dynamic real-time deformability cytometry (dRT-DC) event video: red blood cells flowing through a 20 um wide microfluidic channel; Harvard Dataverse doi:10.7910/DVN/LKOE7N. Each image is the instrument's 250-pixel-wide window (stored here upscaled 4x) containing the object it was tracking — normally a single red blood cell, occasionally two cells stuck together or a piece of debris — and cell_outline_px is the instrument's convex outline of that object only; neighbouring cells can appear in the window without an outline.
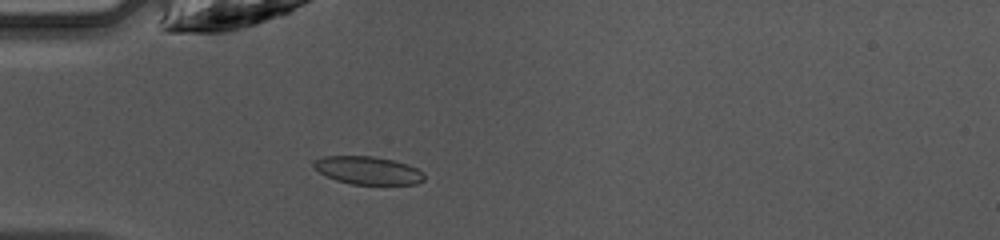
{"species": "common noctule bat (a hibernating species)", "species_latin": "Nyctalus noctula", "temperature_condition": "warm", "stored_images_in_passage": 36, "camera_frame_rate_fps": 3000, "um_per_image_px": 0.085, "animal": {"sex": "female", "body_mass_g": 10.0, "forearm_length_mm": 53.1}, "frame": {"image": 1, "passage_image": 3, "time_ms": 0.667, "image_size_px": [1000, 240], "cell_outline_px": [[424, 180], [416, 184], [352, 184], [336, 180], [320, 172], [312, 164], [316, 160], [324, 156], [372, 156], [392, 160], [408, 164], [424, 172]], "centroid_in_image_um": [31.31, 14.48], "position_along_channel_um": 53.7, "area_um2": 17.8}}
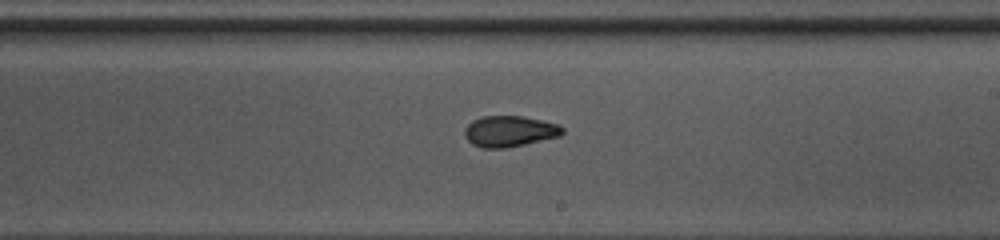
{"frame": {"image": 2, "passage_image": 17, "time_ms": 5.333, "image_size_px": [1000, 240], "cell_outline_px": [[564, 132], [560, 136], [524, 144], [504, 148], [484, 148], [472, 144], [464, 136], [464, 128], [472, 120], [480, 116], [520, 116], [540, 120], [556, 124], [564, 128]], "centroid_in_image_um": [43.27, 11.15], "position_along_channel_um": 245.7, "area_um2": 17.57}}
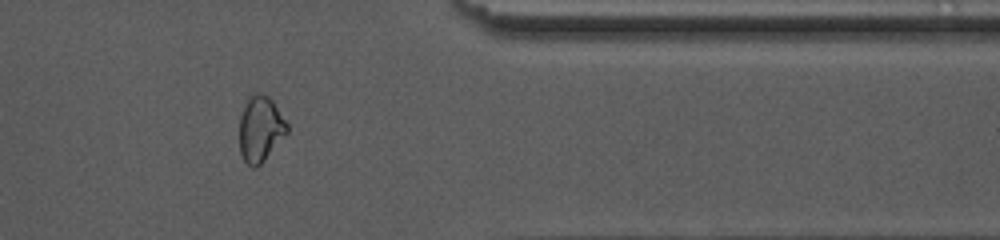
{"frame": {"image": 3, "passage_image": 28, "time_ms": 9.0, "image_size_px": [1000, 240], "cell_outline_px": [[288, 132], [264, 160], [256, 168], [252, 168], [244, 160], [240, 152], [240, 116], [248, 96], [256, 92], [268, 96], [272, 100], [288, 124]], "centroid_in_image_um": [22.13, 10.95], "position_along_channel_um": 389.3, "area_um2": 18.15}, "authors_computed_cell_mechanics": {"area_um2": 17.7735, "velocity_mm_per_s": 4.2627, "shape_relaxation_time_tau1_ms": 9.5477, "shape_relaxation_time_tau2_ms": 1.566, "deformation_change_tau1": 0.1774, "deformation_change_tau2": 0.0653}}